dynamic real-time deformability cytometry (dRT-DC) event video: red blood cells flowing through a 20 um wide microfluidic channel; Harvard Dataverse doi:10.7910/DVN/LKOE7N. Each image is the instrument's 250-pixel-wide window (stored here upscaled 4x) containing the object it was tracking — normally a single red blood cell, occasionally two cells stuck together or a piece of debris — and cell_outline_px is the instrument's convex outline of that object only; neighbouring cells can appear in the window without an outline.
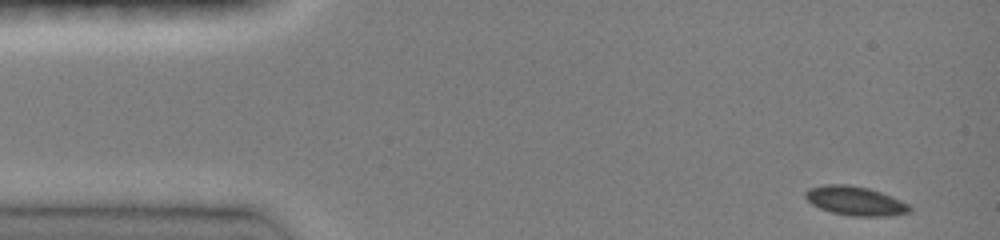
{"species": "common noctule bat (a hibernating species)", "species_latin": "Nyctalus noctula", "temperature_condition": "room temperature", "stored_images_in_passage": 60, "camera_frame_rate_fps": 3000, "um_per_image_px": 0.085, "animal": {"sex": "female", "body_mass_g": 19.0, "forearm_length_mm": 51.5}, "frame": {"image": 1, "passage_image": 1, "time_ms": 0.0, "image_size_px": [1000, 240], "cell_outline_px": [[912, 212], [888, 216], [852, 216], [832, 212], [820, 208], [812, 204], [804, 196], [804, 192], [808, 188], [824, 184], [848, 184], [868, 188], [892, 196], [908, 204], [912, 208]], "centroid_in_image_um": [72.69, 17.07], "position_along_channel_um": 12.3, "area_um2": 17.74}}
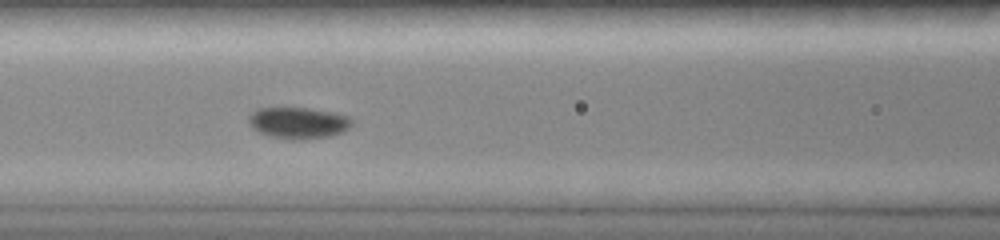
{"frame": {"image": 2, "passage_image": 24, "time_ms": 5.667, "image_size_px": [1000, 240], "cell_outline_px": [[352, 124], [348, 128], [340, 132], [328, 136], [304, 140], [292, 140], [272, 136], [256, 132], [252, 128], [248, 120], [248, 116], [256, 108], [308, 108], [336, 112], [352, 116]], "centroid_in_image_um": [25.35, 10.43], "position_along_channel_um": 141.2, "area_um2": 19.13}}
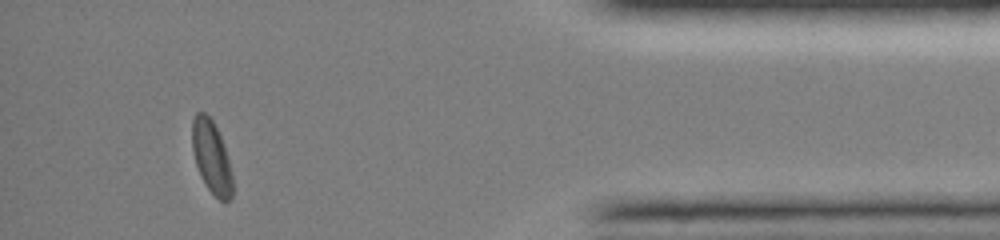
{"frame": {"image": 3, "passage_image": 54, "time_ms": 13.333, "image_size_px": [1000, 240], "cell_outline_px": [[232, 196], [228, 200], [220, 200], [208, 188], [200, 176], [196, 164], [192, 148], [192, 120], [196, 112], [204, 112], [212, 120], [220, 136], [228, 160], [232, 176]], "centroid_in_image_um": [17.95, 13.33], "position_along_channel_um": 417.2, "area_um2": 16.7}, "authors_computed_cell_mechanics": {"area_um2": 17.5712, "velocity_mm_per_s": 4.0663, "shape_relaxation_time_tau1_ms": 3.4915, "shape_relaxation_time_tau2_ms": null, "deformation_change_tau1": 0.1058, "deformation_change_tau2": null}}